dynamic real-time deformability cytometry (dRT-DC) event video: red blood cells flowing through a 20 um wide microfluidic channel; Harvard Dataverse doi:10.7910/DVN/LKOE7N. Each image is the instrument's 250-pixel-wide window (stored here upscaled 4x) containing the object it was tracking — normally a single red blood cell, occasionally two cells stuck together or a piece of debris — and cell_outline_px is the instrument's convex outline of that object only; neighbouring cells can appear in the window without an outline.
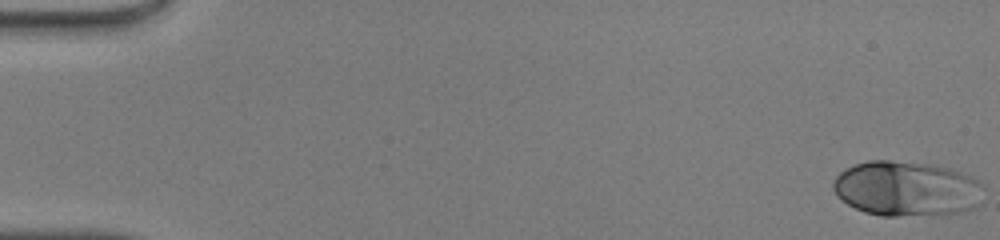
{"species": "human", "species_latin": "Homo sapiens", "temperature_condition": "warm", "stored_images_in_passage": 48, "camera_frame_rate_fps": 3000, "um_per_image_px": 0.085, "donor": {"sex": "male"}, "frame": {"image": 1, "passage_image": 1, "time_ms": 0.0, "image_size_px": [1000, 240], "cell_outline_px": [[984, 188], [980, 204], [976, 208], [960, 212], [896, 216], [880, 216], [864, 212], [848, 204], [836, 196], [832, 188], [832, 184], [836, 176], [844, 168], [868, 160], [888, 160], [928, 164], [948, 168], [972, 176], [984, 184]], "centroid_in_image_um": [77.06, 16.03], "position_along_channel_um": 7.9, "area_um2": 48.55}}
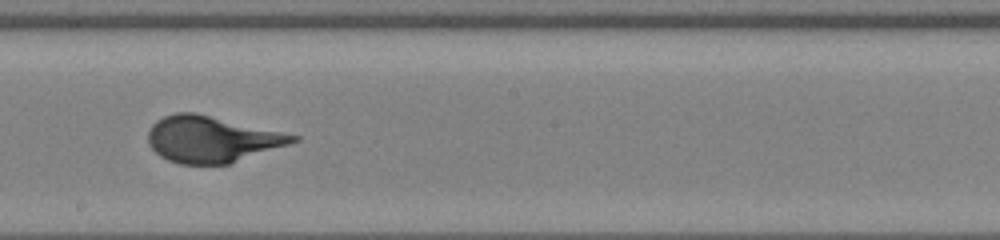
{"frame": {"image": 2, "passage_image": 28, "time_ms": 9.0, "image_size_px": [1000, 240], "cell_outline_px": [[300, 140], [228, 164], [180, 164], [168, 160], [160, 156], [148, 144], [148, 132], [152, 124], [156, 120], [164, 116], [176, 112], [196, 112], [300, 136]], "centroid_in_image_um": [17.96, 11.82], "position_along_channel_um": 230.2, "area_um2": 38.84}}
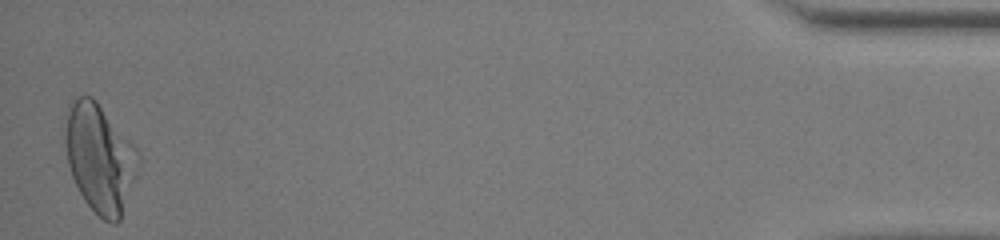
{"frame": {"image": 3, "passage_image": 48, "time_ms": 15.667, "image_size_px": [1000, 240], "cell_outline_px": [[140, 164], [120, 220], [116, 224], [112, 224], [104, 220], [84, 200], [72, 176], [68, 164], [64, 140], [64, 136], [68, 104], [76, 96], [92, 96], [96, 100], [140, 152]], "centroid_in_image_um": [8.48, 13.42], "position_along_channel_um": 426.7, "area_um2": 46.18}}